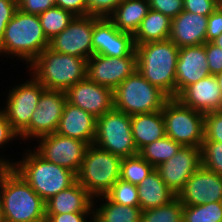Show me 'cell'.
<instances>
[{"label":"cell","instance_id":"6da1fadb","mask_svg":"<svg viewBox=\"0 0 222 222\" xmlns=\"http://www.w3.org/2000/svg\"><path fill=\"white\" fill-rule=\"evenodd\" d=\"M49 43L39 16L17 9L0 39V55L16 57L29 66Z\"/></svg>","mask_w":222,"mask_h":222},{"label":"cell","instance_id":"7a4b0ae2","mask_svg":"<svg viewBox=\"0 0 222 222\" xmlns=\"http://www.w3.org/2000/svg\"><path fill=\"white\" fill-rule=\"evenodd\" d=\"M137 70L169 98H176L179 48L169 39L135 45Z\"/></svg>","mask_w":222,"mask_h":222},{"label":"cell","instance_id":"3957f363","mask_svg":"<svg viewBox=\"0 0 222 222\" xmlns=\"http://www.w3.org/2000/svg\"><path fill=\"white\" fill-rule=\"evenodd\" d=\"M28 149L21 160H14L13 168L45 202L76 182L74 172L48 162L35 150Z\"/></svg>","mask_w":222,"mask_h":222},{"label":"cell","instance_id":"277c9868","mask_svg":"<svg viewBox=\"0 0 222 222\" xmlns=\"http://www.w3.org/2000/svg\"><path fill=\"white\" fill-rule=\"evenodd\" d=\"M27 67L30 68L29 73L45 89L65 92L69 87L86 78L87 60L57 53L47 47Z\"/></svg>","mask_w":222,"mask_h":222},{"label":"cell","instance_id":"5b68a950","mask_svg":"<svg viewBox=\"0 0 222 222\" xmlns=\"http://www.w3.org/2000/svg\"><path fill=\"white\" fill-rule=\"evenodd\" d=\"M0 198L5 222L46 218V202L12 167L2 178Z\"/></svg>","mask_w":222,"mask_h":222},{"label":"cell","instance_id":"8992f818","mask_svg":"<svg viewBox=\"0 0 222 222\" xmlns=\"http://www.w3.org/2000/svg\"><path fill=\"white\" fill-rule=\"evenodd\" d=\"M122 158L91 144L87 147L76 181L93 197L104 196L120 179Z\"/></svg>","mask_w":222,"mask_h":222},{"label":"cell","instance_id":"52a82bcc","mask_svg":"<svg viewBox=\"0 0 222 222\" xmlns=\"http://www.w3.org/2000/svg\"><path fill=\"white\" fill-rule=\"evenodd\" d=\"M114 108L130 116L163 110L169 97L136 70L113 90Z\"/></svg>","mask_w":222,"mask_h":222},{"label":"cell","instance_id":"ba28073f","mask_svg":"<svg viewBox=\"0 0 222 222\" xmlns=\"http://www.w3.org/2000/svg\"><path fill=\"white\" fill-rule=\"evenodd\" d=\"M93 144L121 158L137 155L131 116L113 108L98 117Z\"/></svg>","mask_w":222,"mask_h":222},{"label":"cell","instance_id":"9c48e42d","mask_svg":"<svg viewBox=\"0 0 222 222\" xmlns=\"http://www.w3.org/2000/svg\"><path fill=\"white\" fill-rule=\"evenodd\" d=\"M162 115L166 136L181 146L201 148L204 140V113L183 105L176 98L164 104Z\"/></svg>","mask_w":222,"mask_h":222},{"label":"cell","instance_id":"30bf717a","mask_svg":"<svg viewBox=\"0 0 222 222\" xmlns=\"http://www.w3.org/2000/svg\"><path fill=\"white\" fill-rule=\"evenodd\" d=\"M30 79L10 87L6 103L1 109L12 129L19 135L29 124L32 113L38 107L39 98L45 87L31 74Z\"/></svg>","mask_w":222,"mask_h":222},{"label":"cell","instance_id":"8fae6325","mask_svg":"<svg viewBox=\"0 0 222 222\" xmlns=\"http://www.w3.org/2000/svg\"><path fill=\"white\" fill-rule=\"evenodd\" d=\"M67 96L64 91L44 89L30 124L18 135L23 142L56 132Z\"/></svg>","mask_w":222,"mask_h":222},{"label":"cell","instance_id":"7c38bea8","mask_svg":"<svg viewBox=\"0 0 222 222\" xmlns=\"http://www.w3.org/2000/svg\"><path fill=\"white\" fill-rule=\"evenodd\" d=\"M35 151L46 161L65 167L77 174L89 146L82 140L54 132L38 138Z\"/></svg>","mask_w":222,"mask_h":222},{"label":"cell","instance_id":"4fadbf2b","mask_svg":"<svg viewBox=\"0 0 222 222\" xmlns=\"http://www.w3.org/2000/svg\"><path fill=\"white\" fill-rule=\"evenodd\" d=\"M100 17L76 16L58 35L50 40L49 48L61 54H68L88 60L93 55L92 33L94 23Z\"/></svg>","mask_w":222,"mask_h":222},{"label":"cell","instance_id":"5bb4252c","mask_svg":"<svg viewBox=\"0 0 222 222\" xmlns=\"http://www.w3.org/2000/svg\"><path fill=\"white\" fill-rule=\"evenodd\" d=\"M136 70L135 50L126 57L92 55L87 60L86 77L94 83L114 90Z\"/></svg>","mask_w":222,"mask_h":222},{"label":"cell","instance_id":"9a60e30c","mask_svg":"<svg viewBox=\"0 0 222 222\" xmlns=\"http://www.w3.org/2000/svg\"><path fill=\"white\" fill-rule=\"evenodd\" d=\"M201 165V148L181 146L172 158L159 164L155 169L173 194L178 196L187 180Z\"/></svg>","mask_w":222,"mask_h":222},{"label":"cell","instance_id":"2e32d148","mask_svg":"<svg viewBox=\"0 0 222 222\" xmlns=\"http://www.w3.org/2000/svg\"><path fill=\"white\" fill-rule=\"evenodd\" d=\"M93 55L126 57L135 50L133 34L120 31L114 23L100 17L92 33Z\"/></svg>","mask_w":222,"mask_h":222},{"label":"cell","instance_id":"e0dca14e","mask_svg":"<svg viewBox=\"0 0 222 222\" xmlns=\"http://www.w3.org/2000/svg\"><path fill=\"white\" fill-rule=\"evenodd\" d=\"M177 197L183 206L222 202V176L201 165Z\"/></svg>","mask_w":222,"mask_h":222},{"label":"cell","instance_id":"ac0fdd59","mask_svg":"<svg viewBox=\"0 0 222 222\" xmlns=\"http://www.w3.org/2000/svg\"><path fill=\"white\" fill-rule=\"evenodd\" d=\"M65 93L67 102L96 118L114 108L113 90L94 83L87 77L69 87Z\"/></svg>","mask_w":222,"mask_h":222},{"label":"cell","instance_id":"d6986e66","mask_svg":"<svg viewBox=\"0 0 222 222\" xmlns=\"http://www.w3.org/2000/svg\"><path fill=\"white\" fill-rule=\"evenodd\" d=\"M206 43L179 48L176 65V97L189 85L210 76Z\"/></svg>","mask_w":222,"mask_h":222},{"label":"cell","instance_id":"ffe728a7","mask_svg":"<svg viewBox=\"0 0 222 222\" xmlns=\"http://www.w3.org/2000/svg\"><path fill=\"white\" fill-rule=\"evenodd\" d=\"M183 105L208 113L222 110V94L215 75L187 86L177 97Z\"/></svg>","mask_w":222,"mask_h":222},{"label":"cell","instance_id":"44dd1931","mask_svg":"<svg viewBox=\"0 0 222 222\" xmlns=\"http://www.w3.org/2000/svg\"><path fill=\"white\" fill-rule=\"evenodd\" d=\"M208 17L185 10L172 18L169 40L178 48L206 43Z\"/></svg>","mask_w":222,"mask_h":222},{"label":"cell","instance_id":"7402d4cb","mask_svg":"<svg viewBox=\"0 0 222 222\" xmlns=\"http://www.w3.org/2000/svg\"><path fill=\"white\" fill-rule=\"evenodd\" d=\"M97 118L80 107L65 103L56 133L93 144L96 135Z\"/></svg>","mask_w":222,"mask_h":222},{"label":"cell","instance_id":"603a6c76","mask_svg":"<svg viewBox=\"0 0 222 222\" xmlns=\"http://www.w3.org/2000/svg\"><path fill=\"white\" fill-rule=\"evenodd\" d=\"M94 198L76 181L46 202V214L93 213Z\"/></svg>","mask_w":222,"mask_h":222},{"label":"cell","instance_id":"cb8c5ba5","mask_svg":"<svg viewBox=\"0 0 222 222\" xmlns=\"http://www.w3.org/2000/svg\"><path fill=\"white\" fill-rule=\"evenodd\" d=\"M131 130L138 151L145 145L163 138L166 133L162 110L132 115Z\"/></svg>","mask_w":222,"mask_h":222},{"label":"cell","instance_id":"d4e9b609","mask_svg":"<svg viewBox=\"0 0 222 222\" xmlns=\"http://www.w3.org/2000/svg\"><path fill=\"white\" fill-rule=\"evenodd\" d=\"M137 189L141 211L160 207L176 197L163 182L156 169L137 185Z\"/></svg>","mask_w":222,"mask_h":222},{"label":"cell","instance_id":"484cf974","mask_svg":"<svg viewBox=\"0 0 222 222\" xmlns=\"http://www.w3.org/2000/svg\"><path fill=\"white\" fill-rule=\"evenodd\" d=\"M149 10L148 0H122L108 18L120 31L134 35Z\"/></svg>","mask_w":222,"mask_h":222},{"label":"cell","instance_id":"4316f807","mask_svg":"<svg viewBox=\"0 0 222 222\" xmlns=\"http://www.w3.org/2000/svg\"><path fill=\"white\" fill-rule=\"evenodd\" d=\"M171 22L170 17L150 9L133 35L135 45L167 40Z\"/></svg>","mask_w":222,"mask_h":222},{"label":"cell","instance_id":"83f0119b","mask_svg":"<svg viewBox=\"0 0 222 222\" xmlns=\"http://www.w3.org/2000/svg\"><path fill=\"white\" fill-rule=\"evenodd\" d=\"M97 200H102L99 206L96 204V202L99 203ZM94 201H96L93 209L94 222H140V207L123 206L111 202L105 195L94 198Z\"/></svg>","mask_w":222,"mask_h":222},{"label":"cell","instance_id":"f1b7e54d","mask_svg":"<svg viewBox=\"0 0 222 222\" xmlns=\"http://www.w3.org/2000/svg\"><path fill=\"white\" fill-rule=\"evenodd\" d=\"M180 147L179 143L165 135L163 138L142 147L138 154L155 168L172 158Z\"/></svg>","mask_w":222,"mask_h":222},{"label":"cell","instance_id":"f546056e","mask_svg":"<svg viewBox=\"0 0 222 222\" xmlns=\"http://www.w3.org/2000/svg\"><path fill=\"white\" fill-rule=\"evenodd\" d=\"M38 16L49 41L61 33L76 17L73 13L57 6L42 12Z\"/></svg>","mask_w":222,"mask_h":222},{"label":"cell","instance_id":"4dcf8cb0","mask_svg":"<svg viewBox=\"0 0 222 222\" xmlns=\"http://www.w3.org/2000/svg\"><path fill=\"white\" fill-rule=\"evenodd\" d=\"M155 168L139 154L122 158L120 179L139 185Z\"/></svg>","mask_w":222,"mask_h":222},{"label":"cell","instance_id":"1f68e13d","mask_svg":"<svg viewBox=\"0 0 222 222\" xmlns=\"http://www.w3.org/2000/svg\"><path fill=\"white\" fill-rule=\"evenodd\" d=\"M140 222H183V205L176 196L165 205L141 211Z\"/></svg>","mask_w":222,"mask_h":222},{"label":"cell","instance_id":"d6a6232c","mask_svg":"<svg viewBox=\"0 0 222 222\" xmlns=\"http://www.w3.org/2000/svg\"><path fill=\"white\" fill-rule=\"evenodd\" d=\"M183 222H222V202L183 206Z\"/></svg>","mask_w":222,"mask_h":222},{"label":"cell","instance_id":"836d02e7","mask_svg":"<svg viewBox=\"0 0 222 222\" xmlns=\"http://www.w3.org/2000/svg\"><path fill=\"white\" fill-rule=\"evenodd\" d=\"M105 196L123 206L139 207L137 185L118 179Z\"/></svg>","mask_w":222,"mask_h":222},{"label":"cell","instance_id":"e575fe53","mask_svg":"<svg viewBox=\"0 0 222 222\" xmlns=\"http://www.w3.org/2000/svg\"><path fill=\"white\" fill-rule=\"evenodd\" d=\"M202 166L222 176V143L203 141L201 146Z\"/></svg>","mask_w":222,"mask_h":222},{"label":"cell","instance_id":"d590c367","mask_svg":"<svg viewBox=\"0 0 222 222\" xmlns=\"http://www.w3.org/2000/svg\"><path fill=\"white\" fill-rule=\"evenodd\" d=\"M222 143V110L204 114V140Z\"/></svg>","mask_w":222,"mask_h":222},{"label":"cell","instance_id":"8d00e7d4","mask_svg":"<svg viewBox=\"0 0 222 222\" xmlns=\"http://www.w3.org/2000/svg\"><path fill=\"white\" fill-rule=\"evenodd\" d=\"M122 0H86L87 16L108 18Z\"/></svg>","mask_w":222,"mask_h":222},{"label":"cell","instance_id":"74e56055","mask_svg":"<svg viewBox=\"0 0 222 222\" xmlns=\"http://www.w3.org/2000/svg\"><path fill=\"white\" fill-rule=\"evenodd\" d=\"M150 9L175 18L183 11V0H148Z\"/></svg>","mask_w":222,"mask_h":222},{"label":"cell","instance_id":"f35d334b","mask_svg":"<svg viewBox=\"0 0 222 222\" xmlns=\"http://www.w3.org/2000/svg\"><path fill=\"white\" fill-rule=\"evenodd\" d=\"M218 8L214 0H183V10L208 17Z\"/></svg>","mask_w":222,"mask_h":222},{"label":"cell","instance_id":"ab89813d","mask_svg":"<svg viewBox=\"0 0 222 222\" xmlns=\"http://www.w3.org/2000/svg\"><path fill=\"white\" fill-rule=\"evenodd\" d=\"M56 6V0H17V7L24 13L39 15Z\"/></svg>","mask_w":222,"mask_h":222},{"label":"cell","instance_id":"60d3db41","mask_svg":"<svg viewBox=\"0 0 222 222\" xmlns=\"http://www.w3.org/2000/svg\"><path fill=\"white\" fill-rule=\"evenodd\" d=\"M206 57L210 74L220 73L222 71V48L212 42H206Z\"/></svg>","mask_w":222,"mask_h":222},{"label":"cell","instance_id":"b9f144b4","mask_svg":"<svg viewBox=\"0 0 222 222\" xmlns=\"http://www.w3.org/2000/svg\"><path fill=\"white\" fill-rule=\"evenodd\" d=\"M222 33V10L218 7L208 16L206 42H212Z\"/></svg>","mask_w":222,"mask_h":222},{"label":"cell","instance_id":"7bdbcfd3","mask_svg":"<svg viewBox=\"0 0 222 222\" xmlns=\"http://www.w3.org/2000/svg\"><path fill=\"white\" fill-rule=\"evenodd\" d=\"M17 9V0H0V39Z\"/></svg>","mask_w":222,"mask_h":222},{"label":"cell","instance_id":"ee69618b","mask_svg":"<svg viewBox=\"0 0 222 222\" xmlns=\"http://www.w3.org/2000/svg\"><path fill=\"white\" fill-rule=\"evenodd\" d=\"M46 218L47 222H94L93 213L46 214Z\"/></svg>","mask_w":222,"mask_h":222},{"label":"cell","instance_id":"f6af8a7d","mask_svg":"<svg viewBox=\"0 0 222 222\" xmlns=\"http://www.w3.org/2000/svg\"><path fill=\"white\" fill-rule=\"evenodd\" d=\"M18 139V134L12 129L6 114L0 108V148L9 145V142Z\"/></svg>","mask_w":222,"mask_h":222},{"label":"cell","instance_id":"bcb514c9","mask_svg":"<svg viewBox=\"0 0 222 222\" xmlns=\"http://www.w3.org/2000/svg\"><path fill=\"white\" fill-rule=\"evenodd\" d=\"M56 6L73 13L75 16H87L86 0H56Z\"/></svg>","mask_w":222,"mask_h":222},{"label":"cell","instance_id":"7dc6e473","mask_svg":"<svg viewBox=\"0 0 222 222\" xmlns=\"http://www.w3.org/2000/svg\"><path fill=\"white\" fill-rule=\"evenodd\" d=\"M14 163L0 155V184L3 176L13 167Z\"/></svg>","mask_w":222,"mask_h":222},{"label":"cell","instance_id":"c3c4849f","mask_svg":"<svg viewBox=\"0 0 222 222\" xmlns=\"http://www.w3.org/2000/svg\"><path fill=\"white\" fill-rule=\"evenodd\" d=\"M213 44H215L217 47L222 48V33L212 41Z\"/></svg>","mask_w":222,"mask_h":222},{"label":"cell","instance_id":"681fc988","mask_svg":"<svg viewBox=\"0 0 222 222\" xmlns=\"http://www.w3.org/2000/svg\"><path fill=\"white\" fill-rule=\"evenodd\" d=\"M222 94V71L215 75Z\"/></svg>","mask_w":222,"mask_h":222},{"label":"cell","instance_id":"f907efd6","mask_svg":"<svg viewBox=\"0 0 222 222\" xmlns=\"http://www.w3.org/2000/svg\"><path fill=\"white\" fill-rule=\"evenodd\" d=\"M0 222H5L4 213H3V209H2L1 198H0Z\"/></svg>","mask_w":222,"mask_h":222},{"label":"cell","instance_id":"816d5d0a","mask_svg":"<svg viewBox=\"0 0 222 222\" xmlns=\"http://www.w3.org/2000/svg\"><path fill=\"white\" fill-rule=\"evenodd\" d=\"M29 222H47V218L38 219V220H33V221H29Z\"/></svg>","mask_w":222,"mask_h":222},{"label":"cell","instance_id":"f5cc1de1","mask_svg":"<svg viewBox=\"0 0 222 222\" xmlns=\"http://www.w3.org/2000/svg\"><path fill=\"white\" fill-rule=\"evenodd\" d=\"M218 7L222 10V0L218 3Z\"/></svg>","mask_w":222,"mask_h":222}]
</instances>
